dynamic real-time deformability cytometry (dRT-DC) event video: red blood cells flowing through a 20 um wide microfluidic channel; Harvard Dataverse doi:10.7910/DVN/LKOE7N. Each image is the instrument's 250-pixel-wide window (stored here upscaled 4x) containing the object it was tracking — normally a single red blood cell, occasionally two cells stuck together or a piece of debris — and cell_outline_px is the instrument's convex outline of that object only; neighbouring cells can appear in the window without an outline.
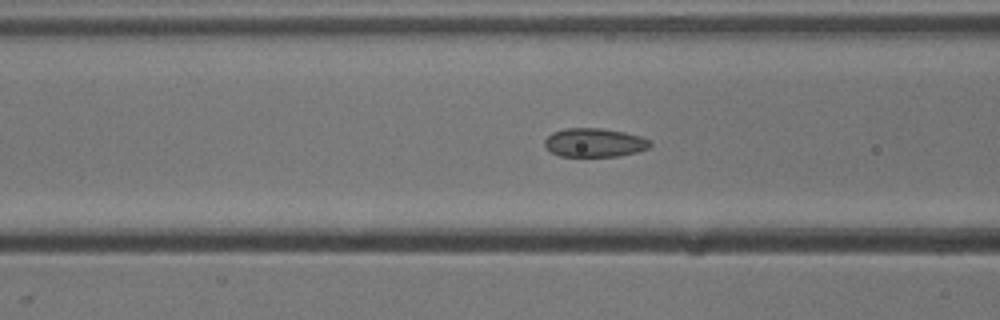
{"species": "common noctule bat (a hibernating species)", "species_latin": "Nyctalus noctula", "temperature_condition": "cold", "stored_images_in_passage": 41, "camera_frame_rate_fps": 3000, "um_per_image_px": 0.085, "animal": {"sex": "male", "body_mass_g": 13.3}, "frame": {"image": 1, "passage_image": 20, "time_ms": 6.333, "image_size_px": [1000, 320], "cell_outline_px": [[652, 144], [648, 148], [636, 152], [620, 156], [560, 156], [552, 152], [544, 144], [544, 140], [552, 132], [564, 128], [600, 128], [624, 132], [640, 136], [648, 140]], "centroid_in_image_um": [50.52, 12.12], "position_along_channel_um": 116.1, "area_um2": 17.57}}
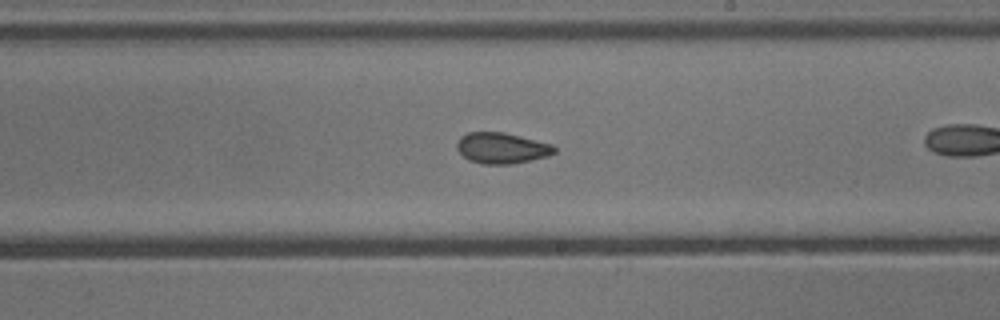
{"frame": {"image": 2, "passage_image": 30, "time_ms": 9.667, "image_size_px": [1000, 320], "cell_outline_px": [[556, 152], [548, 156], [532, 160], [512, 164], [484, 164], [468, 160], [456, 148], [456, 140], [460, 136], [468, 132], [504, 132], [552, 144], [556, 148]], "centroid_in_image_um": [42.63, 12.58], "position_along_channel_um": 246.4, "area_um2": 17.69}}
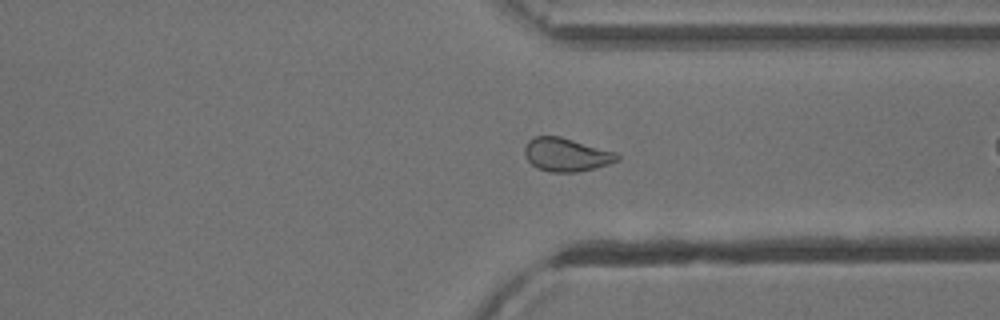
{"frame": {"image": 3, "passage_image": 39, "time_ms": 12.667, "image_size_px": [1000, 320], "cell_outline_px": [[620, 160], [596, 168], [576, 172], [548, 172], [536, 168], [528, 160], [524, 152], [524, 148], [528, 140], [532, 136], [560, 136], [616, 152], [620, 156]], "centroid_in_image_um": [48.13, 13.15], "position_along_channel_um": 363.3, "area_um2": 18.15}}